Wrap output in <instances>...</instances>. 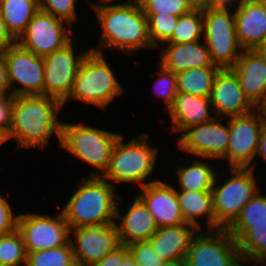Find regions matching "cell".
<instances>
[{"mask_svg":"<svg viewBox=\"0 0 266 266\" xmlns=\"http://www.w3.org/2000/svg\"><path fill=\"white\" fill-rule=\"evenodd\" d=\"M63 103L45 95L13 96L11 108V137L17 149L39 148L44 151L52 136L59 140L62 122L59 114Z\"/></svg>","mask_w":266,"mask_h":266,"instance_id":"6da1fadb","label":"cell"},{"mask_svg":"<svg viewBox=\"0 0 266 266\" xmlns=\"http://www.w3.org/2000/svg\"><path fill=\"white\" fill-rule=\"evenodd\" d=\"M92 10L101 26L99 49L91 46L92 51L104 53L102 50L106 48L117 49L131 55L140 50L156 49L149 37L147 17L138 0L102 5Z\"/></svg>","mask_w":266,"mask_h":266,"instance_id":"7a4b0ae2","label":"cell"},{"mask_svg":"<svg viewBox=\"0 0 266 266\" xmlns=\"http://www.w3.org/2000/svg\"><path fill=\"white\" fill-rule=\"evenodd\" d=\"M77 189L61 208L71 229L115 223L120 194L107 179L98 176L82 178Z\"/></svg>","mask_w":266,"mask_h":266,"instance_id":"3957f363","label":"cell"},{"mask_svg":"<svg viewBox=\"0 0 266 266\" xmlns=\"http://www.w3.org/2000/svg\"><path fill=\"white\" fill-rule=\"evenodd\" d=\"M149 136L151 135L146 132L124 142L122 135L114 147L109 167L102 177L113 185V182L134 183L139 188L160 180L154 178L149 181V177L155 173L160 150L149 144Z\"/></svg>","mask_w":266,"mask_h":266,"instance_id":"277c9868","label":"cell"},{"mask_svg":"<svg viewBox=\"0 0 266 266\" xmlns=\"http://www.w3.org/2000/svg\"><path fill=\"white\" fill-rule=\"evenodd\" d=\"M107 61L104 53L90 50L86 54L63 106L69 101H81L105 110L115 98L125 93Z\"/></svg>","mask_w":266,"mask_h":266,"instance_id":"5b68a950","label":"cell"},{"mask_svg":"<svg viewBox=\"0 0 266 266\" xmlns=\"http://www.w3.org/2000/svg\"><path fill=\"white\" fill-rule=\"evenodd\" d=\"M62 123L60 148L93 167L89 176L102 177L109 167L119 132L107 131L84 124Z\"/></svg>","mask_w":266,"mask_h":266,"instance_id":"8992f818","label":"cell"},{"mask_svg":"<svg viewBox=\"0 0 266 266\" xmlns=\"http://www.w3.org/2000/svg\"><path fill=\"white\" fill-rule=\"evenodd\" d=\"M219 170L223 172L221 174L226 180L220 178L217 171L211 190L215 213V229H227L236 220L246 203L261 189V186L257 181L259 175L255 169L230 168L227 170L230 176L225 173L224 168ZM255 174H257V177Z\"/></svg>","mask_w":266,"mask_h":266,"instance_id":"52a82bcc","label":"cell"},{"mask_svg":"<svg viewBox=\"0 0 266 266\" xmlns=\"http://www.w3.org/2000/svg\"><path fill=\"white\" fill-rule=\"evenodd\" d=\"M203 8V41L214 65L233 68L242 53L237 36L234 9Z\"/></svg>","mask_w":266,"mask_h":266,"instance_id":"ba28073f","label":"cell"},{"mask_svg":"<svg viewBox=\"0 0 266 266\" xmlns=\"http://www.w3.org/2000/svg\"><path fill=\"white\" fill-rule=\"evenodd\" d=\"M265 124L260 109L242 116L229 117V144L226 155L222 158L229 168H252L258 170L254 160L258 142ZM254 162V163H253Z\"/></svg>","mask_w":266,"mask_h":266,"instance_id":"9c48e42d","label":"cell"},{"mask_svg":"<svg viewBox=\"0 0 266 266\" xmlns=\"http://www.w3.org/2000/svg\"><path fill=\"white\" fill-rule=\"evenodd\" d=\"M17 229L23 238L26 253L57 248L70 242L71 228L61 209L55 216L20 212Z\"/></svg>","mask_w":266,"mask_h":266,"instance_id":"30bf717a","label":"cell"},{"mask_svg":"<svg viewBox=\"0 0 266 266\" xmlns=\"http://www.w3.org/2000/svg\"><path fill=\"white\" fill-rule=\"evenodd\" d=\"M187 266H241L237 242L226 229L199 230L186 256Z\"/></svg>","mask_w":266,"mask_h":266,"instance_id":"8fae6325","label":"cell"},{"mask_svg":"<svg viewBox=\"0 0 266 266\" xmlns=\"http://www.w3.org/2000/svg\"><path fill=\"white\" fill-rule=\"evenodd\" d=\"M66 24V25H65ZM72 26L66 21L39 10L16 40L22 48L38 56H46L61 49L72 39Z\"/></svg>","mask_w":266,"mask_h":266,"instance_id":"7c38bea8","label":"cell"},{"mask_svg":"<svg viewBox=\"0 0 266 266\" xmlns=\"http://www.w3.org/2000/svg\"><path fill=\"white\" fill-rule=\"evenodd\" d=\"M73 39L64 47L43 56L44 95L62 103L69 97L73 81L86 54L91 50L75 53Z\"/></svg>","mask_w":266,"mask_h":266,"instance_id":"4fadbf2b","label":"cell"},{"mask_svg":"<svg viewBox=\"0 0 266 266\" xmlns=\"http://www.w3.org/2000/svg\"><path fill=\"white\" fill-rule=\"evenodd\" d=\"M11 95H44L43 57L17 43L4 51ZM16 84V86H15ZM17 85H19L17 87Z\"/></svg>","mask_w":266,"mask_h":266,"instance_id":"5bb4252c","label":"cell"},{"mask_svg":"<svg viewBox=\"0 0 266 266\" xmlns=\"http://www.w3.org/2000/svg\"><path fill=\"white\" fill-rule=\"evenodd\" d=\"M218 118L185 129L177 138V148L190 156L208 159L206 161L222 160L229 144V117L226 125Z\"/></svg>","mask_w":266,"mask_h":266,"instance_id":"9a60e30c","label":"cell"},{"mask_svg":"<svg viewBox=\"0 0 266 266\" xmlns=\"http://www.w3.org/2000/svg\"><path fill=\"white\" fill-rule=\"evenodd\" d=\"M76 264L92 266L120 246L115 223L70 229Z\"/></svg>","mask_w":266,"mask_h":266,"instance_id":"2e32d148","label":"cell"},{"mask_svg":"<svg viewBox=\"0 0 266 266\" xmlns=\"http://www.w3.org/2000/svg\"><path fill=\"white\" fill-rule=\"evenodd\" d=\"M216 117L242 116L256 108L245 97L239 78L232 68L220 69L209 96Z\"/></svg>","mask_w":266,"mask_h":266,"instance_id":"e0dca14e","label":"cell"},{"mask_svg":"<svg viewBox=\"0 0 266 266\" xmlns=\"http://www.w3.org/2000/svg\"><path fill=\"white\" fill-rule=\"evenodd\" d=\"M142 190V191H141ZM137 196L153 215L158 228L185 222L176 196L175 186L162 180L140 187Z\"/></svg>","mask_w":266,"mask_h":266,"instance_id":"ac0fdd59","label":"cell"},{"mask_svg":"<svg viewBox=\"0 0 266 266\" xmlns=\"http://www.w3.org/2000/svg\"><path fill=\"white\" fill-rule=\"evenodd\" d=\"M237 74L245 97L259 109L266 103V56L259 50H242L236 65Z\"/></svg>","mask_w":266,"mask_h":266,"instance_id":"d6986e66","label":"cell"},{"mask_svg":"<svg viewBox=\"0 0 266 266\" xmlns=\"http://www.w3.org/2000/svg\"><path fill=\"white\" fill-rule=\"evenodd\" d=\"M121 202L120 196L115 216L120 244L127 246L134 242L149 240L158 227L147 206L136 194L129 207H126V212L124 211L122 214L120 211Z\"/></svg>","mask_w":266,"mask_h":266,"instance_id":"ffe728a7","label":"cell"},{"mask_svg":"<svg viewBox=\"0 0 266 266\" xmlns=\"http://www.w3.org/2000/svg\"><path fill=\"white\" fill-rule=\"evenodd\" d=\"M234 14L240 47L259 49L266 40V0H245L234 9Z\"/></svg>","mask_w":266,"mask_h":266,"instance_id":"44dd1931","label":"cell"},{"mask_svg":"<svg viewBox=\"0 0 266 266\" xmlns=\"http://www.w3.org/2000/svg\"><path fill=\"white\" fill-rule=\"evenodd\" d=\"M200 41L166 43L167 45L163 43L158 47L162 50L157 62L175 74L190 68L216 66L211 60L206 43Z\"/></svg>","mask_w":266,"mask_h":266,"instance_id":"7402d4cb","label":"cell"},{"mask_svg":"<svg viewBox=\"0 0 266 266\" xmlns=\"http://www.w3.org/2000/svg\"><path fill=\"white\" fill-rule=\"evenodd\" d=\"M171 119V132L181 134L190 126L211 121L216 116L209 98L177 92L172 107L166 111Z\"/></svg>","mask_w":266,"mask_h":266,"instance_id":"603a6c76","label":"cell"},{"mask_svg":"<svg viewBox=\"0 0 266 266\" xmlns=\"http://www.w3.org/2000/svg\"><path fill=\"white\" fill-rule=\"evenodd\" d=\"M200 229L189 223L160 227L149 239L155 253L164 261L186 258L194 236Z\"/></svg>","mask_w":266,"mask_h":266,"instance_id":"cb8c5ba5","label":"cell"},{"mask_svg":"<svg viewBox=\"0 0 266 266\" xmlns=\"http://www.w3.org/2000/svg\"><path fill=\"white\" fill-rule=\"evenodd\" d=\"M176 196L186 223L194 225L200 230H203L205 226L206 230H215V213L211 191L176 190ZM202 222H206V225L202 226Z\"/></svg>","mask_w":266,"mask_h":266,"instance_id":"d4e9b609","label":"cell"},{"mask_svg":"<svg viewBox=\"0 0 266 266\" xmlns=\"http://www.w3.org/2000/svg\"><path fill=\"white\" fill-rule=\"evenodd\" d=\"M226 230L236 240L244 263L266 264V224L230 225Z\"/></svg>","mask_w":266,"mask_h":266,"instance_id":"484cf974","label":"cell"},{"mask_svg":"<svg viewBox=\"0 0 266 266\" xmlns=\"http://www.w3.org/2000/svg\"><path fill=\"white\" fill-rule=\"evenodd\" d=\"M202 159V160H201ZM206 158H192L189 164L184 162V165L176 168L175 180H177V185H175L176 190H186V191H211L213 188V183L216 177V166L212 164L209 165L208 162H204ZM213 167L215 169H213Z\"/></svg>","mask_w":266,"mask_h":266,"instance_id":"4316f807","label":"cell"},{"mask_svg":"<svg viewBox=\"0 0 266 266\" xmlns=\"http://www.w3.org/2000/svg\"><path fill=\"white\" fill-rule=\"evenodd\" d=\"M39 10V0H0L1 15L16 40Z\"/></svg>","mask_w":266,"mask_h":266,"instance_id":"83f0119b","label":"cell"},{"mask_svg":"<svg viewBox=\"0 0 266 266\" xmlns=\"http://www.w3.org/2000/svg\"><path fill=\"white\" fill-rule=\"evenodd\" d=\"M220 69L218 66H208L190 68L177 73V91L209 98Z\"/></svg>","mask_w":266,"mask_h":266,"instance_id":"f1b7e54d","label":"cell"},{"mask_svg":"<svg viewBox=\"0 0 266 266\" xmlns=\"http://www.w3.org/2000/svg\"><path fill=\"white\" fill-rule=\"evenodd\" d=\"M203 40V9L195 8L180 15L172 36L165 43H186Z\"/></svg>","mask_w":266,"mask_h":266,"instance_id":"f546056e","label":"cell"},{"mask_svg":"<svg viewBox=\"0 0 266 266\" xmlns=\"http://www.w3.org/2000/svg\"><path fill=\"white\" fill-rule=\"evenodd\" d=\"M26 266H77L71 242L57 248L27 253Z\"/></svg>","mask_w":266,"mask_h":266,"instance_id":"4dcf8cb0","label":"cell"},{"mask_svg":"<svg viewBox=\"0 0 266 266\" xmlns=\"http://www.w3.org/2000/svg\"><path fill=\"white\" fill-rule=\"evenodd\" d=\"M27 253L18 229L0 236V265L26 266Z\"/></svg>","mask_w":266,"mask_h":266,"instance_id":"1f68e13d","label":"cell"},{"mask_svg":"<svg viewBox=\"0 0 266 266\" xmlns=\"http://www.w3.org/2000/svg\"><path fill=\"white\" fill-rule=\"evenodd\" d=\"M146 17L150 40L152 45L158 49L161 44L165 43L172 36L179 17L170 13H155L153 15H146Z\"/></svg>","mask_w":266,"mask_h":266,"instance_id":"d6a6232c","label":"cell"},{"mask_svg":"<svg viewBox=\"0 0 266 266\" xmlns=\"http://www.w3.org/2000/svg\"><path fill=\"white\" fill-rule=\"evenodd\" d=\"M261 190L246 203L231 225L266 224V194Z\"/></svg>","mask_w":266,"mask_h":266,"instance_id":"836d02e7","label":"cell"},{"mask_svg":"<svg viewBox=\"0 0 266 266\" xmlns=\"http://www.w3.org/2000/svg\"><path fill=\"white\" fill-rule=\"evenodd\" d=\"M158 71L156 81L152 84V91L156 97H160L165 103V109L168 111L177 95V75L170 70H166L157 62Z\"/></svg>","mask_w":266,"mask_h":266,"instance_id":"e575fe53","label":"cell"},{"mask_svg":"<svg viewBox=\"0 0 266 266\" xmlns=\"http://www.w3.org/2000/svg\"><path fill=\"white\" fill-rule=\"evenodd\" d=\"M145 15L155 13L180 16L195 9L188 0H138Z\"/></svg>","mask_w":266,"mask_h":266,"instance_id":"d590c367","label":"cell"},{"mask_svg":"<svg viewBox=\"0 0 266 266\" xmlns=\"http://www.w3.org/2000/svg\"><path fill=\"white\" fill-rule=\"evenodd\" d=\"M77 0H39V9L58 19L66 21L72 27L78 19Z\"/></svg>","mask_w":266,"mask_h":266,"instance_id":"8d00e7d4","label":"cell"},{"mask_svg":"<svg viewBox=\"0 0 266 266\" xmlns=\"http://www.w3.org/2000/svg\"><path fill=\"white\" fill-rule=\"evenodd\" d=\"M127 247L138 266H163L165 262L155 253L150 240L134 242Z\"/></svg>","mask_w":266,"mask_h":266,"instance_id":"74e56055","label":"cell"},{"mask_svg":"<svg viewBox=\"0 0 266 266\" xmlns=\"http://www.w3.org/2000/svg\"><path fill=\"white\" fill-rule=\"evenodd\" d=\"M8 200L7 196L0 194V236L17 229L19 213L16 215L13 212V208Z\"/></svg>","mask_w":266,"mask_h":266,"instance_id":"f35d334b","label":"cell"},{"mask_svg":"<svg viewBox=\"0 0 266 266\" xmlns=\"http://www.w3.org/2000/svg\"><path fill=\"white\" fill-rule=\"evenodd\" d=\"M128 253V247L121 244L114 251L108 253L103 259L92 266H121L124 257Z\"/></svg>","mask_w":266,"mask_h":266,"instance_id":"ab89813d","label":"cell"},{"mask_svg":"<svg viewBox=\"0 0 266 266\" xmlns=\"http://www.w3.org/2000/svg\"><path fill=\"white\" fill-rule=\"evenodd\" d=\"M12 103H13V95L0 94V127L11 126Z\"/></svg>","mask_w":266,"mask_h":266,"instance_id":"60d3db41","label":"cell"},{"mask_svg":"<svg viewBox=\"0 0 266 266\" xmlns=\"http://www.w3.org/2000/svg\"><path fill=\"white\" fill-rule=\"evenodd\" d=\"M16 44V39L8 31L5 21L0 12V52Z\"/></svg>","mask_w":266,"mask_h":266,"instance_id":"b9f144b4","label":"cell"},{"mask_svg":"<svg viewBox=\"0 0 266 266\" xmlns=\"http://www.w3.org/2000/svg\"><path fill=\"white\" fill-rule=\"evenodd\" d=\"M0 94H11V87L8 81L7 66L4 58V52H0Z\"/></svg>","mask_w":266,"mask_h":266,"instance_id":"7bdbcfd3","label":"cell"},{"mask_svg":"<svg viewBox=\"0 0 266 266\" xmlns=\"http://www.w3.org/2000/svg\"><path fill=\"white\" fill-rule=\"evenodd\" d=\"M245 0H209L208 6L210 8H224V9H235Z\"/></svg>","mask_w":266,"mask_h":266,"instance_id":"ee69618b","label":"cell"},{"mask_svg":"<svg viewBox=\"0 0 266 266\" xmlns=\"http://www.w3.org/2000/svg\"><path fill=\"white\" fill-rule=\"evenodd\" d=\"M263 160V162L266 163V125L264 124L261 134H260V139L258 142V149L256 156H258Z\"/></svg>","mask_w":266,"mask_h":266,"instance_id":"f6af8a7d","label":"cell"},{"mask_svg":"<svg viewBox=\"0 0 266 266\" xmlns=\"http://www.w3.org/2000/svg\"><path fill=\"white\" fill-rule=\"evenodd\" d=\"M10 139H12L10 127H0V147Z\"/></svg>","mask_w":266,"mask_h":266,"instance_id":"bcb514c9","label":"cell"},{"mask_svg":"<svg viewBox=\"0 0 266 266\" xmlns=\"http://www.w3.org/2000/svg\"><path fill=\"white\" fill-rule=\"evenodd\" d=\"M89 1V2H88ZM91 0H87V2L89 3V5L91 6V8H95V7H99V6H102V5H108V4H116V2H118V0H116V2L114 0H99V2H90ZM131 1H134V0H126V3L127 2H131ZM114 2V3H113Z\"/></svg>","mask_w":266,"mask_h":266,"instance_id":"7dc6e473","label":"cell"},{"mask_svg":"<svg viewBox=\"0 0 266 266\" xmlns=\"http://www.w3.org/2000/svg\"><path fill=\"white\" fill-rule=\"evenodd\" d=\"M163 266H187L186 258L165 261Z\"/></svg>","mask_w":266,"mask_h":266,"instance_id":"c3c4849f","label":"cell"},{"mask_svg":"<svg viewBox=\"0 0 266 266\" xmlns=\"http://www.w3.org/2000/svg\"><path fill=\"white\" fill-rule=\"evenodd\" d=\"M194 8H206L209 0H188Z\"/></svg>","mask_w":266,"mask_h":266,"instance_id":"681fc988","label":"cell"},{"mask_svg":"<svg viewBox=\"0 0 266 266\" xmlns=\"http://www.w3.org/2000/svg\"><path fill=\"white\" fill-rule=\"evenodd\" d=\"M121 266H138L136 262L134 261V258L131 256L130 253H128L121 264Z\"/></svg>","mask_w":266,"mask_h":266,"instance_id":"f907efd6","label":"cell"},{"mask_svg":"<svg viewBox=\"0 0 266 266\" xmlns=\"http://www.w3.org/2000/svg\"><path fill=\"white\" fill-rule=\"evenodd\" d=\"M264 116V120H265V125H266V103H264L260 108H259Z\"/></svg>","mask_w":266,"mask_h":266,"instance_id":"816d5d0a","label":"cell"},{"mask_svg":"<svg viewBox=\"0 0 266 266\" xmlns=\"http://www.w3.org/2000/svg\"><path fill=\"white\" fill-rule=\"evenodd\" d=\"M259 50L266 56V40L264 44L259 48Z\"/></svg>","mask_w":266,"mask_h":266,"instance_id":"f5cc1de1","label":"cell"}]
</instances>
